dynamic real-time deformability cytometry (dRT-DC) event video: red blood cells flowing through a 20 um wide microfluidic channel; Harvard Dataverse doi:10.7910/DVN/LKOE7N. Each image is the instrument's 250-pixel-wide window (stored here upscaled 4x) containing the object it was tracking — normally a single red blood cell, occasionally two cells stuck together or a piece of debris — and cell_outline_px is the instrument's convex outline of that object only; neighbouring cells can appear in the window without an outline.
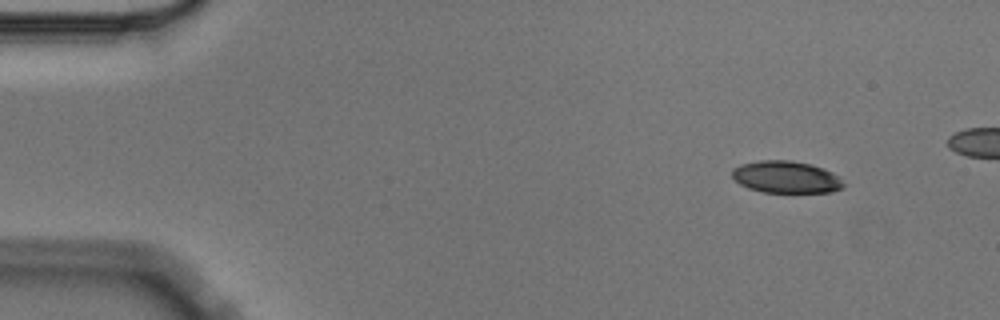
{"species": "Egyptian fruit bat (a non-hibernating species)", "species_latin": "Rousettus aegyptiacus", "temperature_condition": "cold", "stored_images_in_passage": 5, "camera_frame_rate_fps": 3000, "um_per_image_px": 0.085, "animal": {"sex": "male"}, "frame": {"image": 1, "passage_image": 1, "time_ms": 0.0, "image_size_px": [1000, 320], "cell_outline_px": [[844, 188], [832, 192], [764, 192], [748, 188], [740, 184], [732, 176], [732, 168], [740, 164], [760, 160], [792, 160], [812, 164], [832, 172], [840, 176], [844, 184]], "centroid_in_image_um": [66.84, 15.04], "position_along_channel_um": 18.2, "area_um2": 20.98}}
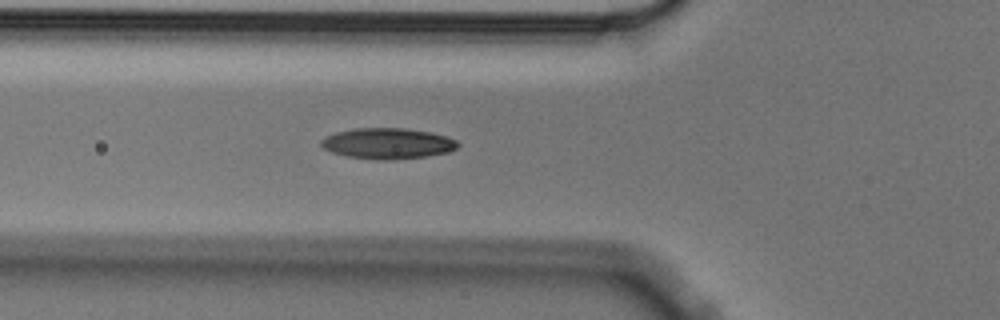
{"frame": {"image": 2, "passage_image": 5, "time_ms": 1.333, "image_size_px": [1000, 320], "cell_outline_px": [[460, 144], [456, 148], [448, 152], [428, 156], [392, 160], [376, 160], [348, 156], [332, 152], [324, 148], [320, 144], [320, 140], [324, 136], [336, 132], [352, 128], [404, 128], [428, 132], [448, 136], [456, 140]], "centroid_in_image_um": [32.94, 12.19], "position_along_channel_um": 92.9, "area_um2": 24.68}}